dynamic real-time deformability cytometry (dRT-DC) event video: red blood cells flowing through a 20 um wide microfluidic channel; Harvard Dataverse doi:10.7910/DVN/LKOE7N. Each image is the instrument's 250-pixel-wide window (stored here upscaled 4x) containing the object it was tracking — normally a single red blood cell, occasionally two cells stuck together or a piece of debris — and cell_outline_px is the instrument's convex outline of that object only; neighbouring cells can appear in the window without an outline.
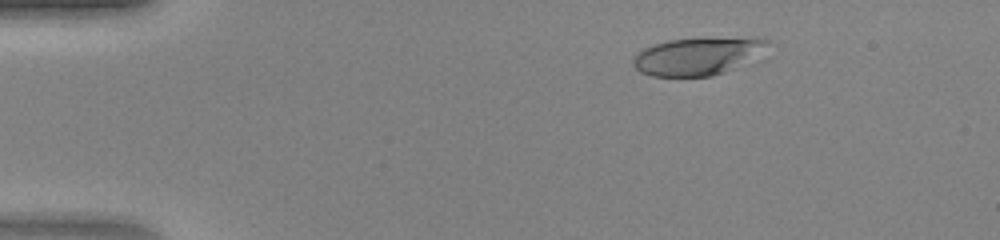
{"species": "human", "species_latin": "Homo sapiens", "temperature_condition": "warm", "stored_images_in_passage": 47, "camera_frame_rate_fps": 3000, "um_per_image_px": 0.085, "donor": {"sex": "female"}, "frame": {"image": 1, "passage_image": 8, "time_ms": 2.333, "image_size_px": [1000, 240], "cell_outline_px": [[768, 44], [760, 52], [732, 68], [712, 76], [652, 76], [640, 72], [632, 64], [632, 60], [644, 48], [668, 40], [700, 36], [756, 36], [768, 40]], "centroid_in_image_um": [59.29, 4.71], "position_along_channel_um": 25.7, "area_um2": 29.65}}
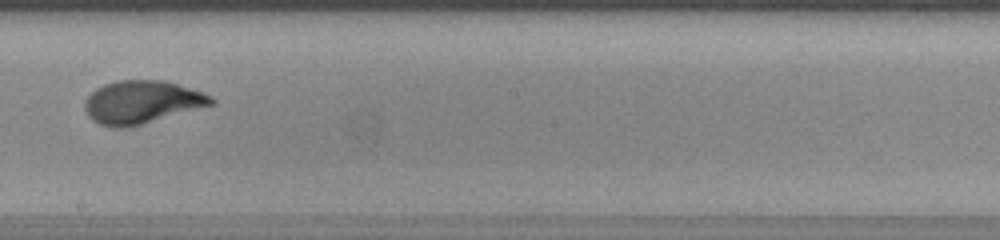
{"frame": {"image": 2, "passage_image": 28, "time_ms": 9.0, "image_size_px": [1000, 240], "cell_outline_px": [[216, 104], [128, 128], [112, 128], [100, 124], [92, 120], [88, 116], [84, 108], [84, 100], [96, 88], [104, 84], [116, 80], [164, 80], [204, 92], [216, 100]], "centroid_in_image_um": [12.06, 8.69], "position_along_channel_um": 236.1, "area_um2": 32.02}}
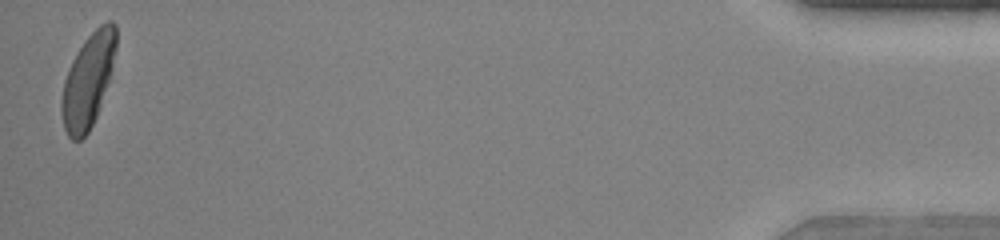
{"frame": {"image": 3, "passage_image": 47, "time_ms": 15.333, "image_size_px": [1000, 240], "cell_outline_px": [[116, 48], [112, 68], [96, 116], [88, 132], [80, 140], [72, 140], [68, 136], [64, 128], [60, 112], [60, 100], [64, 80], [68, 68], [72, 60], [84, 40], [100, 24], [108, 20], [112, 20], [116, 24]], "centroid_in_image_um": [7.46, 6.83], "position_along_channel_um": 427.7, "area_um2": 29.59}}